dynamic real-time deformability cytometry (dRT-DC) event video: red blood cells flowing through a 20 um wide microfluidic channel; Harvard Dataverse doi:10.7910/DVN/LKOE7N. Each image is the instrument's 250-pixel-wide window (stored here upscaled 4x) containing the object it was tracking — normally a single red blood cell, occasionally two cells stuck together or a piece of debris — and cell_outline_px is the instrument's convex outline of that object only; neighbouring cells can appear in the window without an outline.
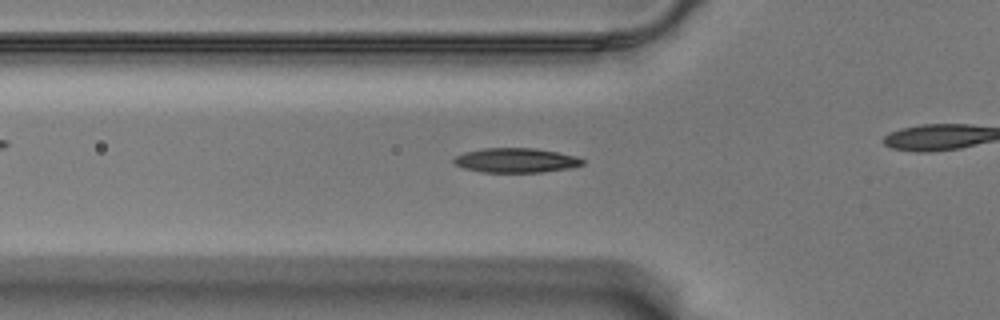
{"species": "Egyptian fruit bat (a non-hibernating species)", "species_latin": "Rousettus aegyptiacus", "temperature_condition": "warm", "stored_images_in_passage": 47, "camera_frame_rate_fps": 3000, "um_per_image_px": 0.085, "animal": {"sex": "male"}, "frame": {"image": 1, "passage_image": 20, "time_ms": 6.333, "image_size_px": [1000, 320], "cell_outline_px": [[584, 164], [568, 168], [540, 172], [484, 172], [464, 168], [452, 164], [452, 160], [456, 156], [464, 152], [484, 148], [536, 148], [576, 156], [584, 160]], "centroid_in_image_um": [43.81, 13.62], "position_along_channel_um": 82.0, "area_um2": 18.32}}
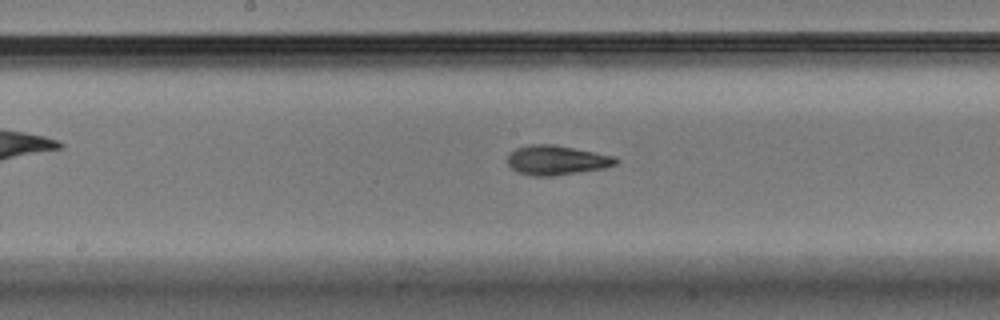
{"frame": {"image": 2, "passage_image": 30, "time_ms": 9.667, "image_size_px": [1000, 320], "cell_outline_px": [[616, 164], [604, 168], [552, 176], [536, 176], [520, 172], [512, 168], [508, 164], [508, 156], [516, 148], [528, 144], [552, 144], [616, 156]], "centroid_in_image_um": [47.31, 13.6], "position_along_channel_um": 200.9, "area_um2": 18.32}}
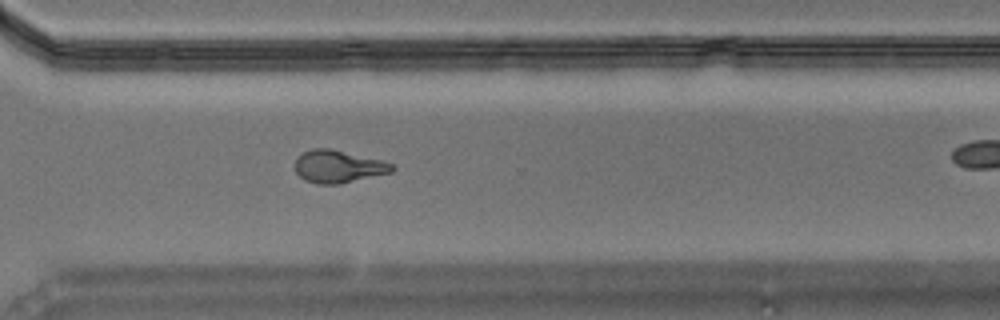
{"frame": {"image": 3, "passage_image": 42, "time_ms": 13.667, "image_size_px": [1000, 320], "cell_outline_px": [[396, 168], [392, 172], [340, 184], [316, 184], [304, 180], [296, 172], [296, 156], [312, 148], [328, 148], [380, 160], [392, 164]], "centroid_in_image_um": [28.73, 14.16], "position_along_channel_um": 341.9, "area_um2": 18.26}}